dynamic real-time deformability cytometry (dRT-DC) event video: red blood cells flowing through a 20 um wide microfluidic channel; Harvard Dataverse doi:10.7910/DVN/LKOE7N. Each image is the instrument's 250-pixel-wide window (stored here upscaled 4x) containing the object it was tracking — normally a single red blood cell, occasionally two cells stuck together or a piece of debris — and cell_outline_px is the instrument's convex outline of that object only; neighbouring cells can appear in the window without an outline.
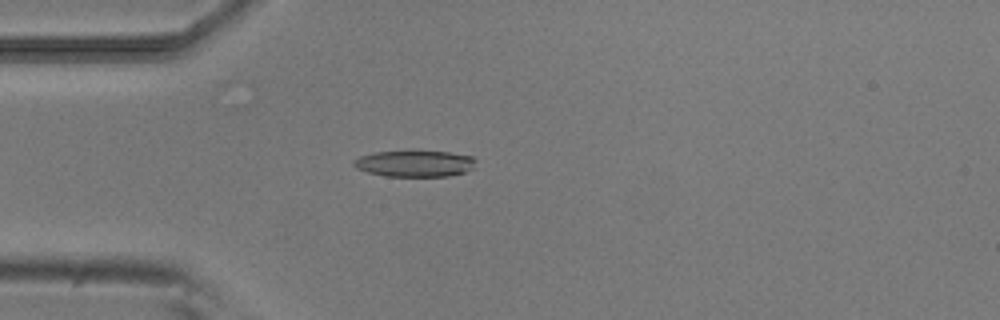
{"species": "common noctule bat (a hibernating species)", "species_latin": "Nyctalus noctula", "temperature_condition": "room temperature", "stored_images_in_passage": 51, "camera_frame_rate_fps": 3000, "um_per_image_px": 0.085, "animal": {"sex": "male", "body_mass_g": 20.5, "forearm_length_mm": 52.5}, "frame": {"image": 1, "passage_image": 13, "time_ms": 4.0, "image_size_px": [1000, 320], "cell_outline_px": [[476, 160], [472, 168], [464, 172], [448, 176], [384, 176], [368, 172], [356, 168], [352, 164], [352, 160], [360, 156], [376, 152], [412, 148], [448, 152], [472, 156]], "centroid_in_image_um": [35.22, 13.85], "position_along_channel_um": 49.8, "area_um2": 19.48}}
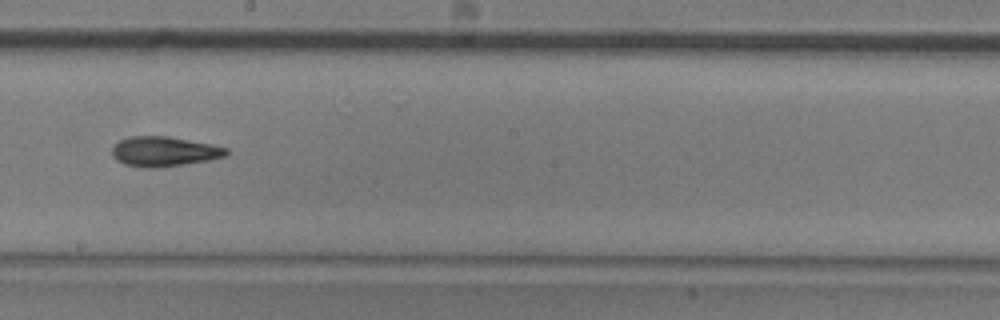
{"frame": {"image": 2, "passage_image": 28, "time_ms": 9.0, "image_size_px": [1000, 320], "cell_outline_px": [[228, 152], [224, 156], [208, 160], [184, 164], [156, 168], [140, 168], [124, 164], [116, 160], [112, 156], [112, 148], [120, 140], [128, 136], [168, 136], [212, 144], [228, 148]], "centroid_in_image_um": [13.91, 12.88], "position_along_channel_um": 234.3, "area_um2": 19.94}}
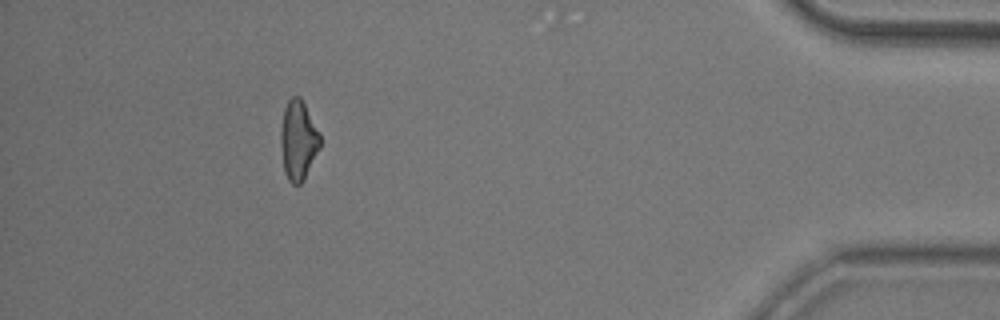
{"frame": {"image": 3, "passage_image": 46, "time_ms": 15.0, "image_size_px": [1000, 320], "cell_outline_px": [[320, 148], [304, 180], [300, 184], [292, 184], [288, 180], [284, 172], [280, 144], [280, 132], [284, 108], [288, 100], [292, 96], [300, 96], [320, 132]], "centroid_in_image_um": [25.35, 11.93], "position_along_channel_um": 409.9, "area_um2": 18.44}, "authors_computed_cell_mechanics": {"area_um2": 19.3052, "velocity_mm_per_s": 3.882, "shape_relaxation_time_tau1_ms": 5.3477, "shape_relaxation_time_tau2_ms": 4.8004, "deformation_change_tau1": 0.1514, "deformation_change_tau2": 0.1598}}